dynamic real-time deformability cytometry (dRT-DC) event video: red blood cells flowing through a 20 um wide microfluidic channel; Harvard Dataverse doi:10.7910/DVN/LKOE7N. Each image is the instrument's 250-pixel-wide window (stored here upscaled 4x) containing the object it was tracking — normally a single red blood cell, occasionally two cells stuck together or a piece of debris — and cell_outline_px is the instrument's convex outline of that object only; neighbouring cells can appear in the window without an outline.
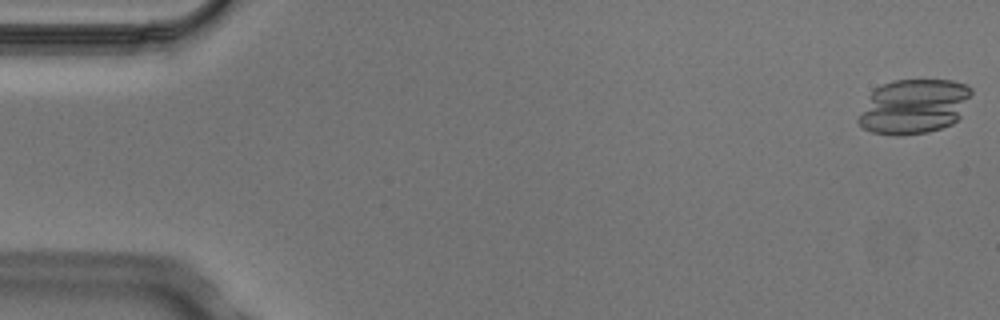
{"species": "Egyptian fruit bat (a non-hibernating species)", "species_latin": "Rousettus aegyptiacus", "temperature_condition": "cold", "stored_images_in_passage": 4, "camera_frame_rate_fps": 3000, "um_per_image_px": 0.085, "animal": {"sex": "male"}, "frame": {"image": 1, "passage_image": 1, "time_ms": 0.0, "image_size_px": [1000, 320], "cell_outline_px": [[972, 92], [960, 116], [952, 124], [928, 132], [900, 136], [896, 136], [872, 132], [864, 128], [856, 120], [872, 92], [876, 88], [884, 84], [896, 80], [952, 80], [968, 84], [972, 88]], "centroid_in_image_um": [77.69, 9.05], "position_along_channel_um": 7.3, "area_um2": 35.84}}